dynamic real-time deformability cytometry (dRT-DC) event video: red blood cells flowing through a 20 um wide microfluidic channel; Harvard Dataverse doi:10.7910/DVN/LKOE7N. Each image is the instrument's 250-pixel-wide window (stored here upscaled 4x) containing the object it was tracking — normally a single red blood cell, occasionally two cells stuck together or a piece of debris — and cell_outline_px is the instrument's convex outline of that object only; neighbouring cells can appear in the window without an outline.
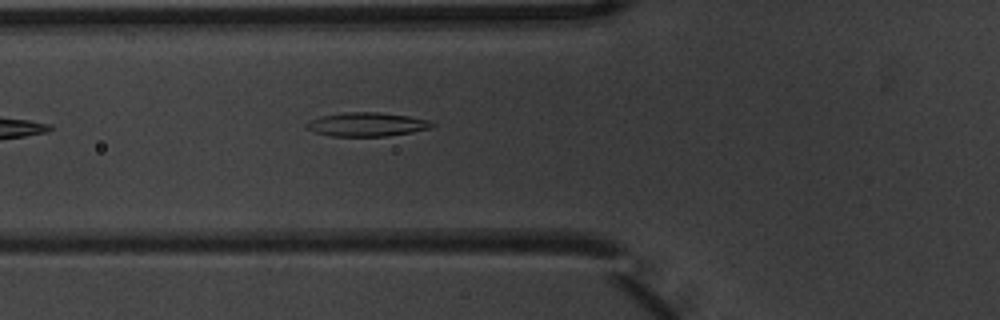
{"species": "common noctule bat (a hibernating species)", "species_latin": "Nyctalus noctula", "temperature_condition": "warm", "stored_images_in_passage": 4, "camera_frame_rate_fps": 3000, "um_per_image_px": 0.085, "animal": {"sex": "male", "body_mass_g": 20.1, "forearm_length_mm": 53.5}, "frame": {"image": 1, "passage_image": 4, "time_ms": 1.0, "image_size_px": [1000, 320], "cell_outline_px": [[436, 124], [432, 128], [412, 132], [388, 136], [332, 136], [316, 132], [308, 128], [304, 124], [320, 116], [344, 112], [380, 112], [408, 116], [428, 120]], "centroid_in_image_um": [31.22, 10.57], "position_along_channel_um": 94.6, "area_um2": 17.4}}